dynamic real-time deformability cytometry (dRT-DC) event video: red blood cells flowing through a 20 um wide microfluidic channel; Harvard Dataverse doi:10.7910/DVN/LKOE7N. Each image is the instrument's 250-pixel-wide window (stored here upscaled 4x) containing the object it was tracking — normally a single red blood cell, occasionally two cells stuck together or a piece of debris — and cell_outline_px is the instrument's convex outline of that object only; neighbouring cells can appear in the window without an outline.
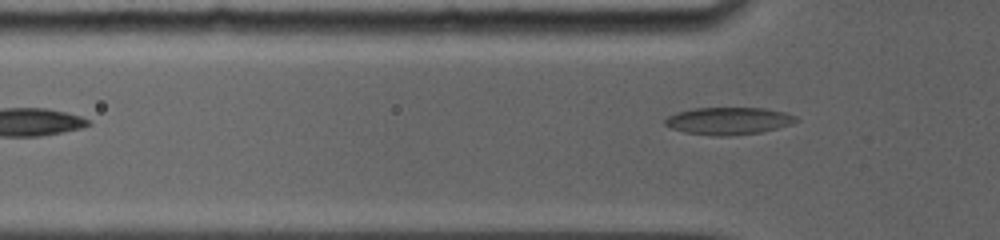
{"species": "common noctule bat (a hibernating species)", "species_latin": "Nyctalus noctula", "temperature_condition": "room temperature", "stored_images_in_passage": 42, "camera_frame_rate_fps": 5000, "um_per_image_px": 0.085, "animal": {"sex": "female", "body_mass_g": 19.0, "forearm_length_mm": 56.7}, "frame": {"image": 1, "passage_image": 6, "time_ms": 1.0, "image_size_px": [1000, 240], "cell_outline_px": [[800, 120], [792, 124], [760, 132], [728, 136], [720, 136], [684, 132], [672, 128], [664, 124], [664, 120], [668, 116], [676, 112], [692, 108], [764, 108], [784, 112], [796, 116]], "centroid_in_image_um": [61.92, 10.27], "position_along_channel_um": 63.9, "area_um2": 20.81}}
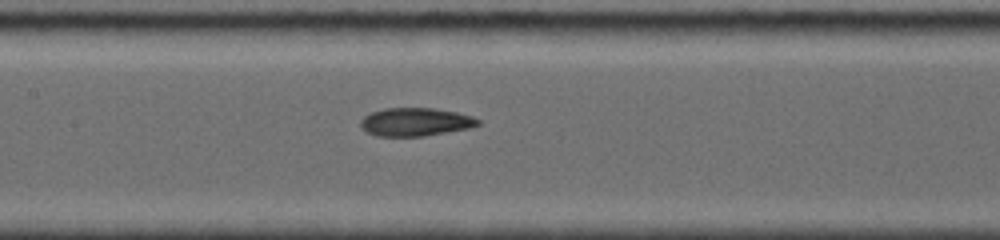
{"frame": {"image": 2, "passage_image": 20, "time_ms": 3.8, "image_size_px": [1000, 240], "cell_outline_px": [[480, 124], [472, 128], [420, 136], [376, 136], [368, 132], [360, 124], [360, 120], [364, 116], [372, 112], [384, 108], [432, 108], [456, 112], [472, 116], [480, 120]], "centroid_in_image_um": [35.33, 10.36], "position_along_channel_um": 172.1, "area_um2": 19.19}}
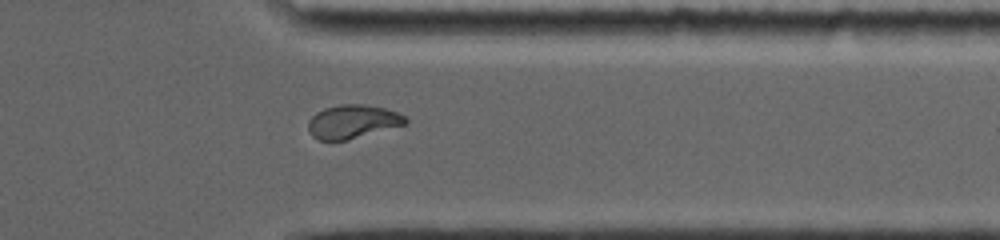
{"frame": {"image": 3, "passage_image": 36, "time_ms": 9.2, "image_size_px": [1000, 240], "cell_outline_px": [[408, 124], [344, 140], [320, 140], [312, 136], [308, 128], [308, 120], [316, 112], [324, 108], [340, 104], [364, 104], [384, 108], [408, 116]], "centroid_in_image_um": [29.99, 10.32], "position_along_channel_um": 381.4, "area_um2": 19.02}, "authors_computed_cell_mechanics": {"area_um2": 19.7965, "velocity_mm_per_s": 3.8645, "shape_relaxation_time_tau1_ms": null, "shape_relaxation_time_tau2_ms": 2.1463, "deformation_change_tau1": null, "deformation_change_tau2": 0.0609}}